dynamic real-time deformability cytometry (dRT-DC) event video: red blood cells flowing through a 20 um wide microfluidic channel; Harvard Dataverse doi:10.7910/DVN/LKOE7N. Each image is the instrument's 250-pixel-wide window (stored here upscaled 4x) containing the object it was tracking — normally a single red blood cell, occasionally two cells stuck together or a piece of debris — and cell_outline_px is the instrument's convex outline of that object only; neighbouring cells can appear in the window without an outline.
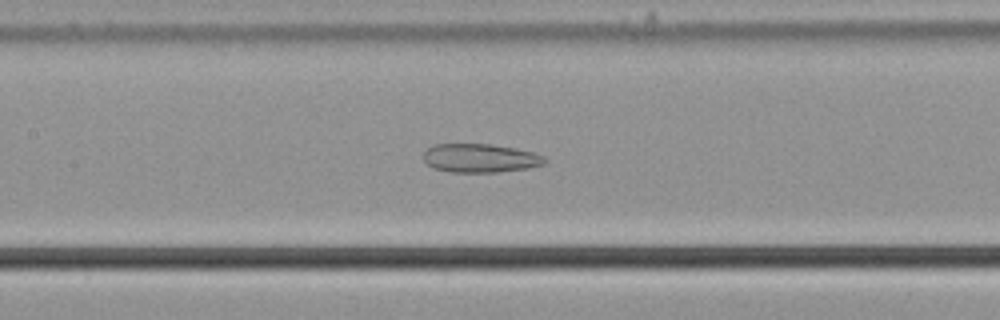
{"species": "common noctule bat (a hibernating species)", "species_latin": "Nyctalus noctula", "temperature_condition": "cold", "stored_images_in_passage": 56, "camera_frame_rate_fps": 3000, "um_per_image_px": 0.085, "animal": {"sex": "male", "body_mass_g": 21.5, "forearm_length_mm": 52.0}, "frame": {"image": 1, "passage_image": 27, "time_ms": 8.667, "image_size_px": [1000, 320], "cell_outline_px": [[548, 160], [544, 164], [528, 168], [496, 172], [448, 172], [432, 168], [424, 160], [424, 152], [428, 148], [436, 144], [488, 144], [516, 148], [532, 152], [544, 156]], "centroid_in_image_um": [40.82, 13.44], "position_along_channel_um": 166.6, "area_um2": 20.29}}
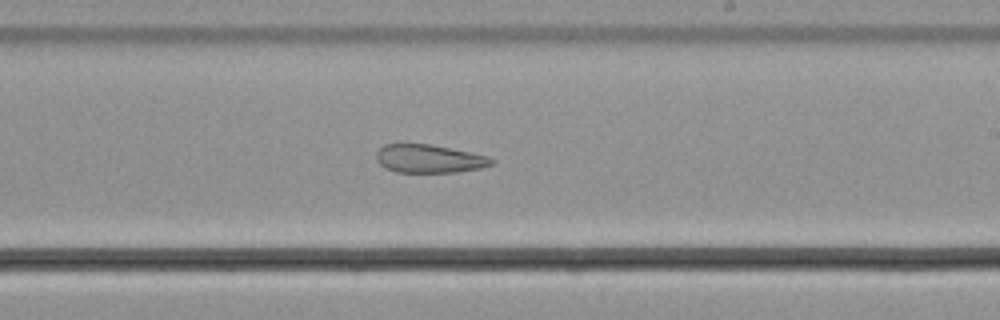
{"frame": {"image": 2, "passage_image": 34, "time_ms": 11.0, "image_size_px": [1000, 320], "cell_outline_px": [[496, 164], [480, 168], [456, 172], [396, 172], [384, 168], [376, 160], [376, 152], [384, 144], [428, 144], [488, 156], [496, 160]], "centroid_in_image_um": [36.48, 13.5], "position_along_channel_um": 252.5, "area_um2": 18.96}}
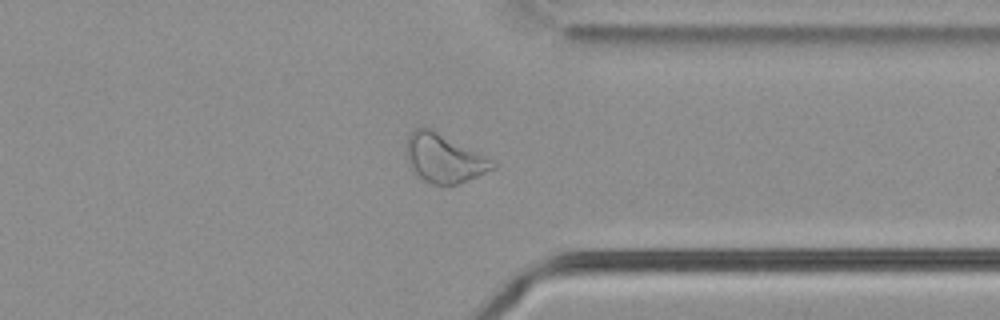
{"frame": {"image": 3, "passage_image": 44, "time_ms": 14.333, "image_size_px": [1000, 320], "cell_outline_px": [[496, 168], [468, 180], [456, 184], [432, 184], [424, 180], [412, 168], [408, 160], [404, 140], [420, 124], [432, 128], [484, 156], [496, 164]], "centroid_in_image_um": [37.69, 13.41], "position_along_channel_um": 373.7, "area_um2": 24.16}, "authors_computed_cell_mechanics": {"area_um2": 26.9059, "velocity_mm_per_s": 3.6924, "shape_relaxation_time_tau1_ms": null, "shape_relaxation_time_tau2_ms": 7.437, "deformation_change_tau1": null, "deformation_change_tau2": 0.179}}